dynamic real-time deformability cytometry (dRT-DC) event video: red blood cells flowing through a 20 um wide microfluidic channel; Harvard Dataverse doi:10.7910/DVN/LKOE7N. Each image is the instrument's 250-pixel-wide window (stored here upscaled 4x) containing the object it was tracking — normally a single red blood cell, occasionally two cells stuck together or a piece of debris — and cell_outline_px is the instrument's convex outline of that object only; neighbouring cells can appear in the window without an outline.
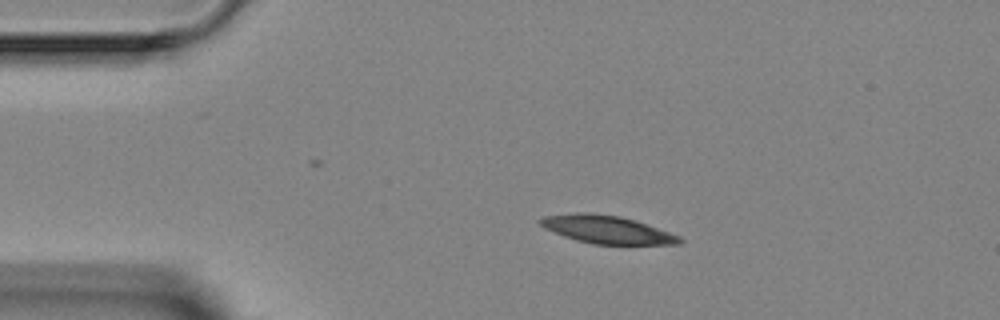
{"species": "Egyptian fruit bat (a non-hibernating species)", "species_latin": "Rousettus aegyptiacus", "temperature_condition": "room temperature", "stored_images_in_passage": 3, "camera_frame_rate_fps": 3000, "um_per_image_px": 0.085, "animal": {"sex": "female"}, "frame": {"image": 1, "passage_image": 2, "time_ms": 1.333, "image_size_px": [1000, 320], "cell_outline_px": [[684, 240], [680, 244], [592, 244], [576, 240], [564, 236], [544, 228], [536, 220], [544, 216], [576, 212], [588, 212], [620, 216], [680, 236]], "centroid_in_image_um": [51.52, 19.51], "position_along_channel_um": 33.5, "area_um2": 22.43}}
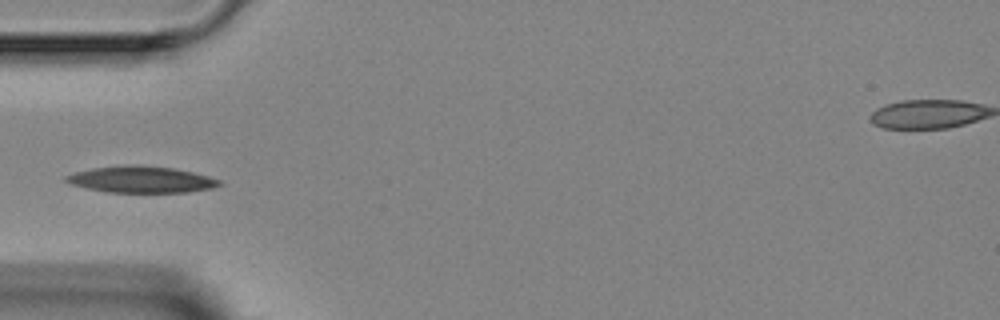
{"frame": {"image": 2, "passage_image": 3, "time_ms": 3.333, "image_size_px": [1000, 320], "cell_outline_px": [[224, 184], [212, 188], [188, 192], [104, 192], [68, 184], [64, 180], [64, 176], [76, 172], [92, 168], [124, 164], [136, 164], [172, 168], [192, 172], [208, 176], [220, 180]], "centroid_in_image_um": [11.96, 15.25], "position_along_channel_um": 73.0, "area_um2": 23.87}}